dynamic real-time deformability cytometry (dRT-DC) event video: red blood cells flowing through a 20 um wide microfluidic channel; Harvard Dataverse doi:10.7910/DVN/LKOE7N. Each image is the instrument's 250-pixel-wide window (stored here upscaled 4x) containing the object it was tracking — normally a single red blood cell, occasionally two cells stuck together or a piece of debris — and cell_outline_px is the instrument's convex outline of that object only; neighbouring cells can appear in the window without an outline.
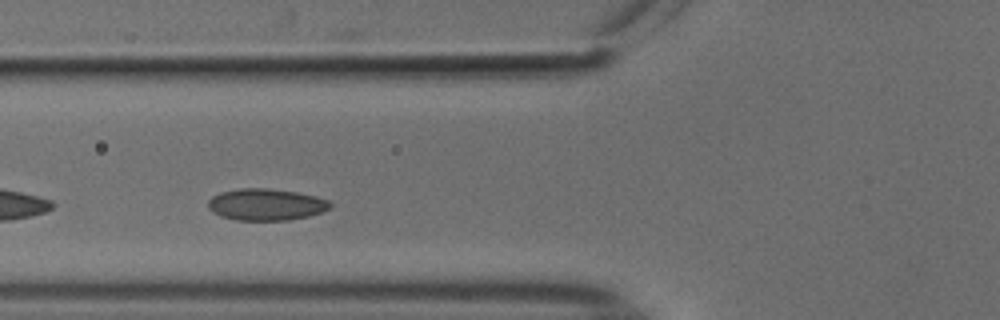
{"species": "common noctule bat (a hibernating species)", "species_latin": "Nyctalus noctula", "temperature_condition": "cold", "stored_images_in_passage": 45, "camera_frame_rate_fps": 3000, "um_per_image_px": 0.085, "animal": {"sex": "male", "body_mass_g": 18.8}, "frame": {"image": 1, "passage_image": 11, "time_ms": 3.333, "image_size_px": [1000, 320], "cell_outline_px": [[332, 208], [308, 216], [288, 220], [236, 220], [220, 216], [212, 212], [208, 208], [208, 200], [212, 196], [220, 192], [240, 188], [268, 188], [296, 192], [316, 196], [328, 200], [332, 204]], "centroid_in_image_um": [22.6, 17.38], "position_along_channel_um": 103.2, "area_um2": 22.66}}
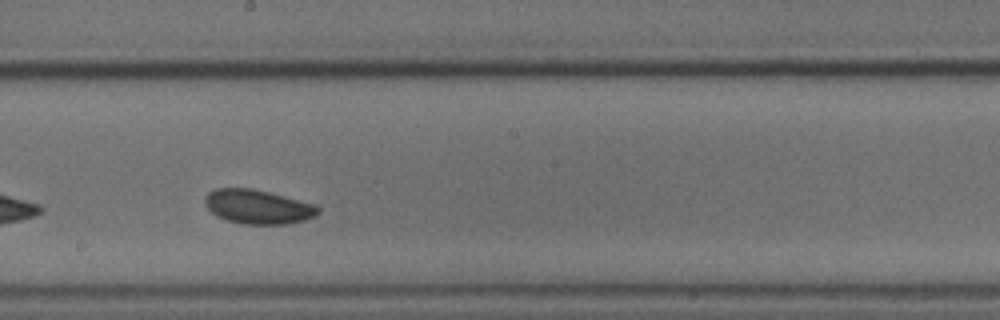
{"frame": {"image": 2, "passage_image": 21, "time_ms": 6.667, "image_size_px": [1000, 320], "cell_outline_px": [[320, 212], [316, 216], [304, 220], [288, 224], [244, 224], [228, 220], [216, 216], [204, 204], [204, 196], [208, 192], [216, 188], [252, 188], [316, 204], [320, 208]], "centroid_in_image_um": [21.92, 17.57], "position_along_channel_um": 226.3, "area_um2": 22.66}}
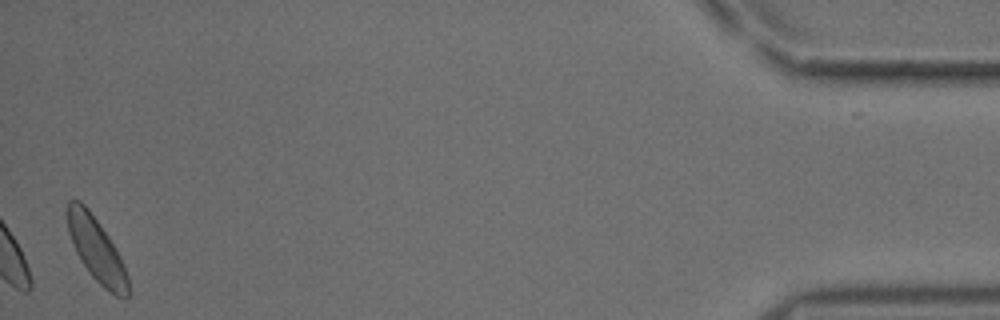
{"frame": {"image": 3, "passage_image": 44, "time_ms": 14.333, "image_size_px": [1000, 320], "cell_outline_px": [[128, 296], [116, 296], [104, 288], [92, 276], [80, 260], [72, 244], [68, 232], [68, 200], [80, 200], [88, 208], [108, 236], [116, 248], [120, 256], [128, 276]], "centroid_in_image_um": [8.19, 21.21], "position_along_channel_um": 427.0, "area_um2": 22.25}, "authors_computed_cell_mechanics": {"area_um2": 22.253, "velocity_mm_per_s": 3.6878, "shape_relaxation_time_tau1_ms": null, "shape_relaxation_time_tau2_ms": 8.0235, "deformation_change_tau1": null, "deformation_change_tau2": 0.0941}}